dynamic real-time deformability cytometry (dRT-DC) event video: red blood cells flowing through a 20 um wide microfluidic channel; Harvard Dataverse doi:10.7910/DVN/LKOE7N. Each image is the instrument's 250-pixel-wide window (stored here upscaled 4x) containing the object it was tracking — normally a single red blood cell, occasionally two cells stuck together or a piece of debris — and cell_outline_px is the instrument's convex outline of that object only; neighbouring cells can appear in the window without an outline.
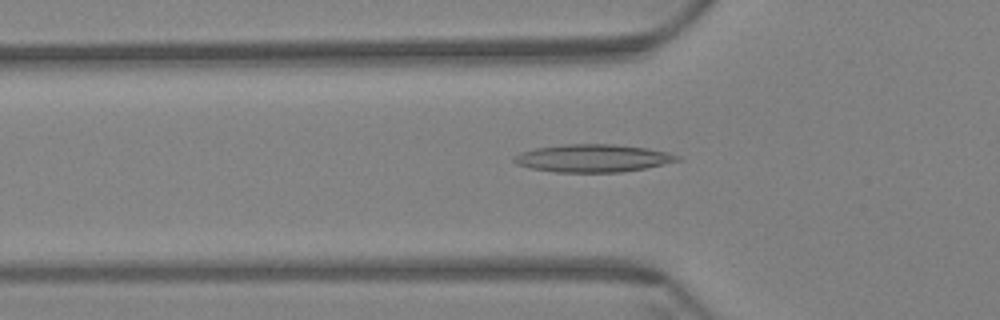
{"species": "Egyptian fruit bat (a non-hibernating species)", "species_latin": "Rousettus aegyptiacus", "temperature_condition": "warm", "stored_images_in_passage": 59, "camera_frame_rate_fps": 3000, "um_per_image_px": 0.085, "animal": {"sex": "female"}, "frame": {"image": 1, "passage_image": 20, "time_ms": 6.333, "image_size_px": [1000, 320], "cell_outline_px": [[680, 160], [644, 168], [620, 172], [556, 172], [532, 168], [516, 164], [512, 160], [520, 152], [536, 148], [564, 144], [612, 144], [648, 148], [668, 152], [680, 156]], "centroid_in_image_um": [50.39, 13.44], "position_along_channel_um": 75.4, "area_um2": 26.18}}
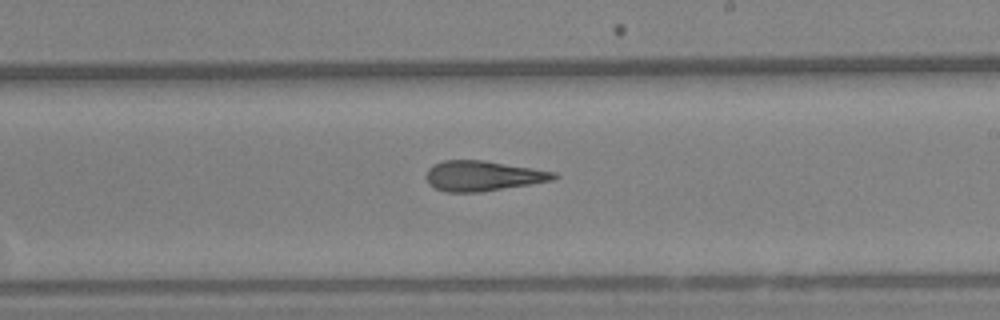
{"frame": {"image": 2, "passage_image": 35, "time_ms": 11.333, "image_size_px": [1000, 320], "cell_outline_px": [[560, 176], [552, 180], [480, 192], [444, 192], [428, 184], [428, 168], [432, 164], [444, 160], [484, 160], [556, 172]], "centroid_in_image_um": [41.03, 14.94], "position_along_channel_um": 248.0, "area_um2": 22.25}}
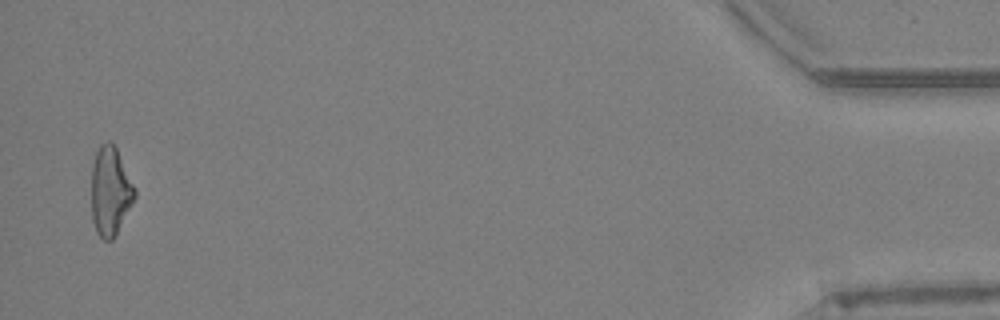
{"frame": {"image": 3, "passage_image": 58, "time_ms": 19.0, "image_size_px": [1000, 320], "cell_outline_px": [[136, 196], [132, 204], [112, 240], [104, 240], [96, 232], [92, 220], [92, 164], [96, 152], [100, 144], [108, 140], [116, 148], [136, 188]], "centroid_in_image_um": [9.37, 16.24], "position_along_channel_um": 425.8, "area_um2": 22.25}, "authors_computed_cell_mechanics": {"area_um2": 23.3512, "velocity_mm_per_s": 3.4531, "shape_relaxation_time_tau1_ms": null, "shape_relaxation_time_tau2_ms": 4.4913, "deformation_change_tau1": null, "deformation_change_tau2": 0.1722}}